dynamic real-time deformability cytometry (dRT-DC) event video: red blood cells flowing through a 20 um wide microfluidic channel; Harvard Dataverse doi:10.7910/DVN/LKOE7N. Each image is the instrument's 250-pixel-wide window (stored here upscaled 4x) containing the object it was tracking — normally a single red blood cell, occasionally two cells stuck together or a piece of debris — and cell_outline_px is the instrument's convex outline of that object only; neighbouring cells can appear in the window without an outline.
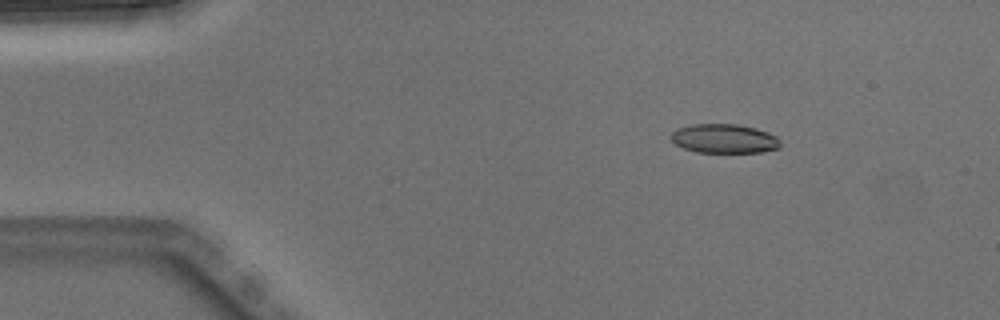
{"species": "Egyptian fruit bat (a non-hibernating species)", "species_latin": "Rousettus aegyptiacus", "temperature_condition": "warm", "stored_images_in_passage": 5, "camera_frame_rate_fps": 3000, "um_per_image_px": 0.085, "animal": {"sex": "male"}, "frame": {"image": 1, "passage_image": 3, "time_ms": 0.667, "image_size_px": [1000, 320], "cell_outline_px": [[780, 148], [760, 152], [696, 152], [684, 148], [676, 144], [672, 140], [672, 132], [676, 128], [692, 124], [736, 124], [756, 128], [768, 132], [776, 136], [780, 140]], "centroid_in_image_um": [61.57, 11.78], "position_along_channel_um": 23.4, "area_um2": 18.55}}